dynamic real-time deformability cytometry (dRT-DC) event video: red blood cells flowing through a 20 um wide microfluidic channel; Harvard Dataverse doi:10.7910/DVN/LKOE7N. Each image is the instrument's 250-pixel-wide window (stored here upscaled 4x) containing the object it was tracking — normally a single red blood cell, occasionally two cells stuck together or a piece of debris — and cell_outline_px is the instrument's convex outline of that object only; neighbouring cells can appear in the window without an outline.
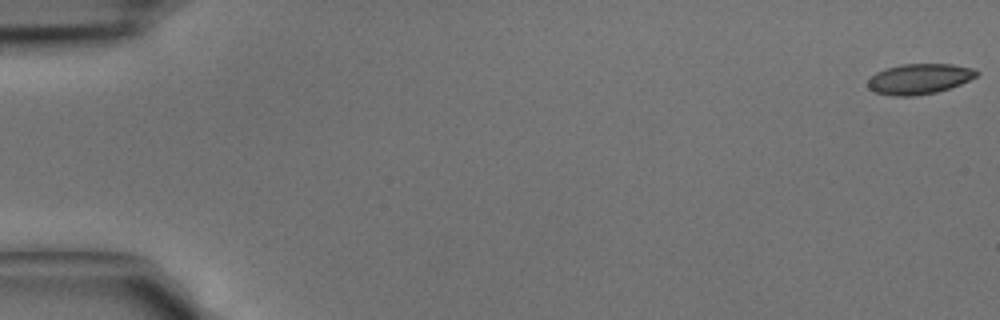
{"species": "common noctule bat (a hibernating species)", "species_latin": "Nyctalus noctula", "temperature_condition": "cold", "stored_images_in_passage": 13, "camera_frame_rate_fps": 3000, "um_per_image_px": 0.085, "animal": {"sex": "male", "body_mass_g": 15.6}, "frame": {"image": 1, "passage_image": 1, "time_ms": 0.0, "image_size_px": [1000, 320], "cell_outline_px": [[980, 72], [976, 76], [960, 84], [936, 92], [912, 96], [892, 96], [872, 92], [868, 88], [868, 80], [876, 72], [884, 68], [900, 64], [952, 64], [972, 68]], "centroid_in_image_um": [78.09, 6.7], "position_along_channel_um": 6.9, "area_um2": 19.31}}
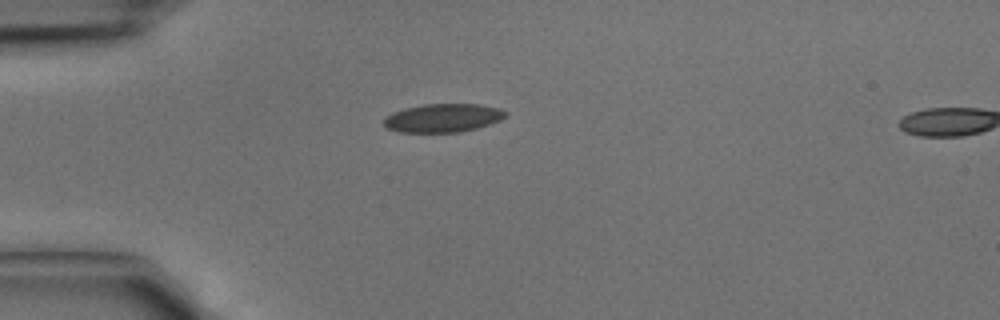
{"frame": {"image": 2, "passage_image": 12, "time_ms": 3.667, "image_size_px": [1000, 320], "cell_outline_px": [[508, 112], [500, 120], [476, 128], [460, 132], [396, 132], [388, 128], [384, 124], [384, 116], [392, 112], [404, 108], [424, 104], [480, 104], [500, 108]], "centroid_in_image_um": [37.62, 10.02], "position_along_channel_um": 47.4, "area_um2": 20.23}}